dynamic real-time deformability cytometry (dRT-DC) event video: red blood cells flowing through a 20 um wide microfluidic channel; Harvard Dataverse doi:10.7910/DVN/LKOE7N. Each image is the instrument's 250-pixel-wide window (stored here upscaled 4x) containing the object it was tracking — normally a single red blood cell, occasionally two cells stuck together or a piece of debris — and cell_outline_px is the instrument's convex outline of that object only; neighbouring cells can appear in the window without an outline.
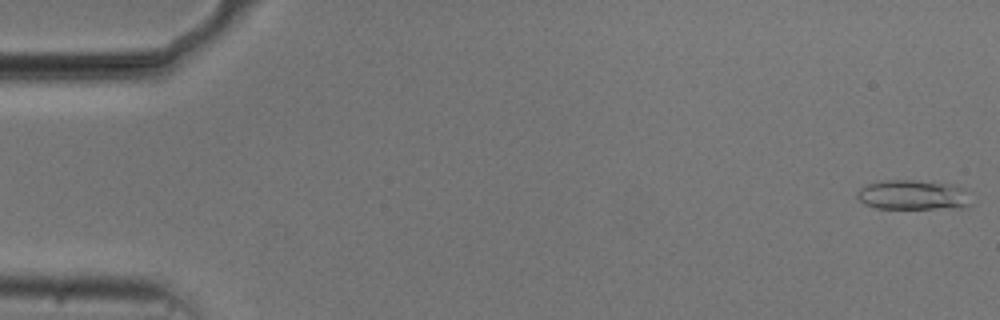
{"species": "common noctule bat (a hibernating species)", "species_latin": "Nyctalus noctula", "temperature_condition": "cold", "stored_images_in_passage": 54, "camera_frame_rate_fps": 3000, "um_per_image_px": 0.085, "animal": {"sex": "male", "body_mass_g": 20.5, "forearm_length_mm": 52.5}, "frame": {"image": 1, "passage_image": 1, "time_ms": 0.0, "image_size_px": [1000, 320], "cell_outline_px": [[972, 204], [968, 208], [876, 208], [864, 204], [856, 196], [856, 192], [860, 188], [868, 184], [880, 180], [916, 180], [944, 184], [964, 188], [972, 192]], "centroid_in_image_um": [77.67, 16.58], "position_along_channel_um": 7.3, "area_um2": 20.11}}
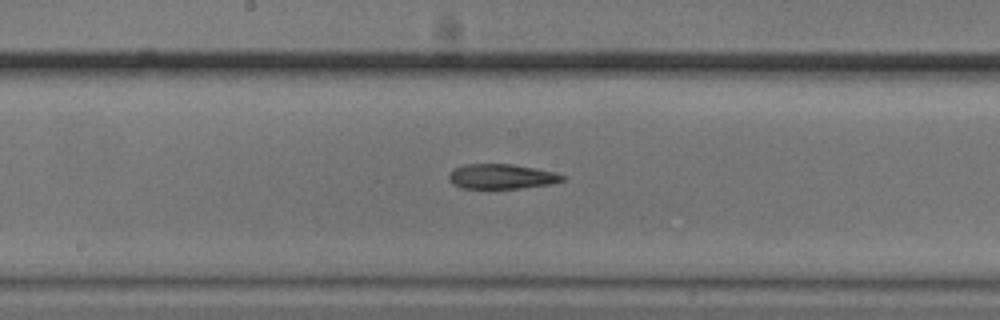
{"frame": {"image": 2, "passage_image": 28, "time_ms": 9.0, "image_size_px": [1000, 320], "cell_outline_px": [[564, 180], [552, 184], [520, 188], [460, 188], [452, 184], [448, 180], [448, 176], [456, 168], [464, 164], [512, 164], [552, 172], [564, 176]], "centroid_in_image_um": [42.59, 15.01], "position_along_channel_um": 205.6, "area_um2": 16.24}}
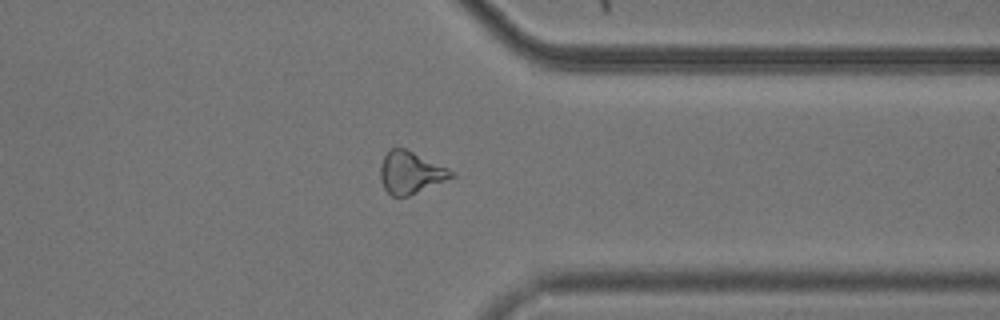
{"frame": {"image": 3, "passage_image": 42, "time_ms": 13.667, "image_size_px": [1000, 320], "cell_outline_px": [[456, 176], [408, 196], [392, 196], [384, 188], [380, 180], [380, 164], [384, 156], [392, 148], [404, 148], [448, 168], [456, 172]], "centroid_in_image_um": [34.9, 14.68], "position_along_channel_um": 376.5, "area_um2": 17.28}, "authors_computed_cell_mechanics": {"area_um2": 17.6001, "velocity_mm_per_s": 3.7532, "shape_relaxation_time_tau1_ms": 11.157, "shape_relaxation_time_tau2_ms": 8.9253, "deformation_change_tau1": 0.2061, "deformation_change_tau2": 0.2134}}